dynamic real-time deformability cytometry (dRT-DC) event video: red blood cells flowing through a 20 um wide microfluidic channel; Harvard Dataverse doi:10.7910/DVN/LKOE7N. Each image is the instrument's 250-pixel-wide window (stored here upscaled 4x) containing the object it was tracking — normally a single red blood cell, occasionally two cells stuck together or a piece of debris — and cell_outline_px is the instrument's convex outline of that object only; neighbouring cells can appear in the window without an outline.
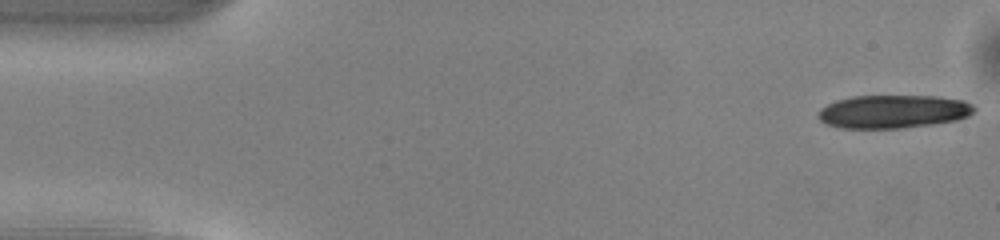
{"species": "common noctule bat (a hibernating species)", "species_latin": "Nyctalus noctula", "temperature_condition": "warm", "stored_images_in_passage": 14, "camera_frame_rate_fps": 3000, "um_per_image_px": 0.085, "animal": {"sex": "male", "body_mass_g": 13.0, "forearm_length_mm": 53.1}, "frame": {"image": 1, "passage_image": 1, "time_ms": 0.0, "image_size_px": [1000, 240], "cell_outline_px": [[976, 108], [968, 116], [956, 120], [932, 124], [900, 128], [840, 128], [828, 124], [820, 120], [816, 116], [820, 108], [836, 100], [852, 96], [936, 96], [964, 100], [972, 104]], "centroid_in_image_um": [75.9, 9.48], "position_along_channel_um": 9.1, "area_um2": 30.23}}